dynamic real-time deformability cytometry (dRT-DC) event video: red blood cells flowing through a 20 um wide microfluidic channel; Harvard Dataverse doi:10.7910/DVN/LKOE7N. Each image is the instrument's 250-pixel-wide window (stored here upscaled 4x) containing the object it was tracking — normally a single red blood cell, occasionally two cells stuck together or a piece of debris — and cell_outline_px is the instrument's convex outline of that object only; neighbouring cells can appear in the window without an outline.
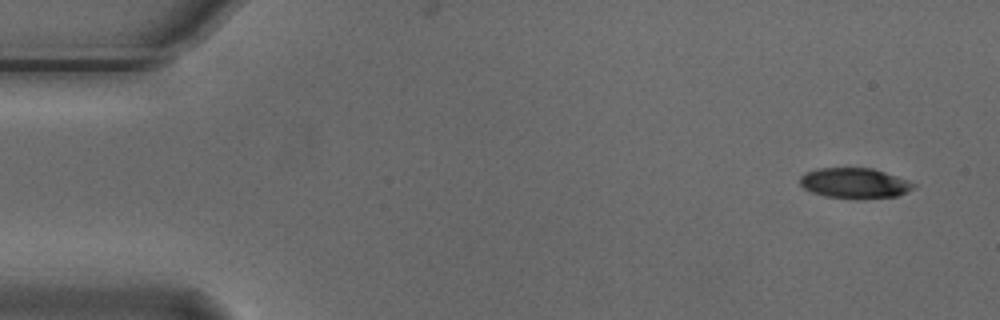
{"species": "Egyptian fruit bat (a non-hibernating species)", "species_latin": "Rousettus aegyptiacus", "temperature_condition": "cold", "stored_images_in_passage": 4, "camera_frame_rate_fps": 3000, "um_per_image_px": 0.085, "animal": {"sex": "male"}, "frame": {"image": 1, "passage_image": 1, "time_ms": 0.0, "image_size_px": [1000, 320], "cell_outline_px": [[916, 184], [908, 192], [900, 196], [864, 200], [856, 200], [824, 196], [812, 192], [804, 188], [800, 184], [800, 176], [804, 172], [820, 168], [872, 168], [908, 180]], "centroid_in_image_um": [72.65, 15.6], "position_along_channel_um": 12.4, "area_um2": 20.52}}